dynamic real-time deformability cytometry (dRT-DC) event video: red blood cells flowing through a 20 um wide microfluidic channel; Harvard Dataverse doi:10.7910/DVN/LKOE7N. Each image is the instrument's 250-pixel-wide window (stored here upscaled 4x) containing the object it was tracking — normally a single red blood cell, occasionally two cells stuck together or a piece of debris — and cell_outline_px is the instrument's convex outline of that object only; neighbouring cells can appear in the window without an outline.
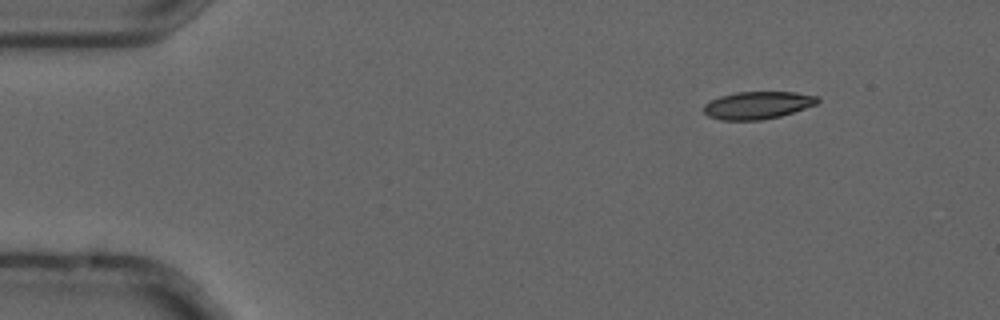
{"species": "common noctule bat (a hibernating species)", "species_latin": "Nyctalus noctula", "temperature_condition": "cold", "stored_images_in_passage": 4, "camera_frame_rate_fps": 3000, "um_per_image_px": 0.085, "animal": {"sex": "male", "forearm_length_mm": 52.5}, "frame": {"image": 1, "passage_image": 2, "time_ms": 0.333, "image_size_px": [1000, 320], "cell_outline_px": [[820, 100], [816, 104], [780, 116], [760, 120], [720, 120], [708, 116], [704, 112], [704, 104], [720, 96], [736, 92], [796, 92], [820, 96]], "centroid_in_image_um": [64.4, 8.94], "position_along_channel_um": 20.6, "area_um2": 18.21}}
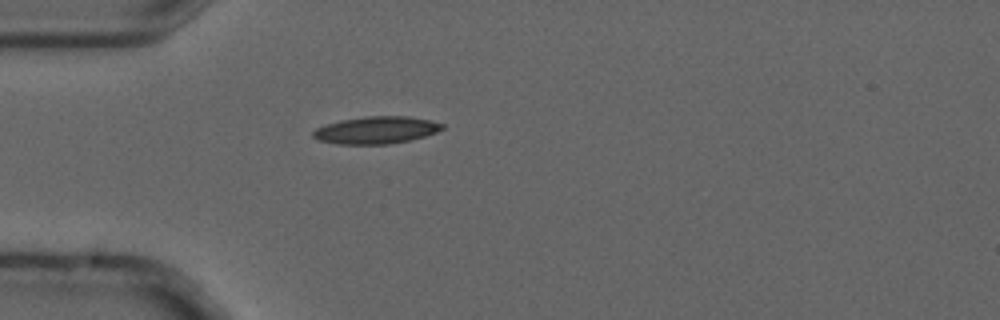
{"frame": {"image": 2, "passage_image": 4, "time_ms": 1.0, "image_size_px": [1000, 320], "cell_outline_px": [[444, 128], [436, 132], [424, 136], [408, 140], [388, 144], [336, 144], [316, 140], [312, 136], [312, 132], [316, 128], [328, 124], [344, 120], [368, 116], [408, 116], [432, 120], [444, 124]], "centroid_in_image_um": [31.98, 11.06], "position_along_channel_um": 53.0, "area_um2": 20.4}}